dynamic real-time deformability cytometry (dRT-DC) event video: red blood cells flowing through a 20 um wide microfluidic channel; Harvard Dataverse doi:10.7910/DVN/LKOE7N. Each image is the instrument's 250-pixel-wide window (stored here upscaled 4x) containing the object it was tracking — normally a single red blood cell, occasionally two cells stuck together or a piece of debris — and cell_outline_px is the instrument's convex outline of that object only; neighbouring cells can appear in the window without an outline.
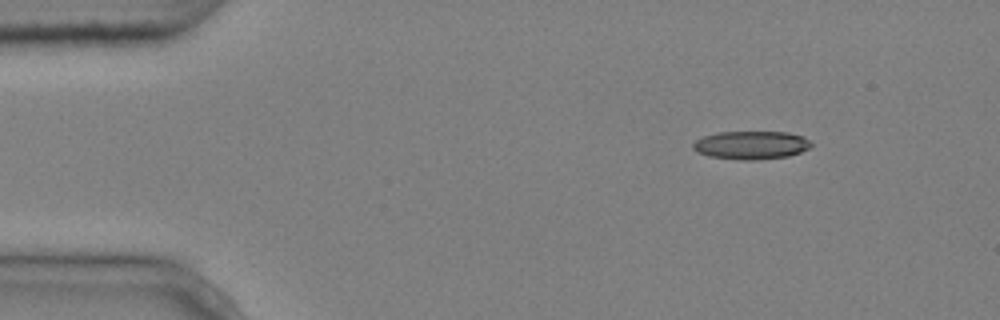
{"species": "common noctule bat (a hibernating species)", "species_latin": "Nyctalus noctula", "temperature_condition": "cold", "stored_images_in_passage": 3, "camera_frame_rate_fps": 3000, "um_per_image_px": 0.085, "animal": {"sex": "male", "body_mass_g": 20.4}, "frame": {"image": 1, "passage_image": 1, "time_ms": 0.0, "image_size_px": [1000, 320], "cell_outline_px": [[812, 144], [808, 148], [800, 152], [788, 156], [756, 160], [736, 160], [708, 156], [696, 152], [692, 148], [692, 144], [696, 140], [704, 136], [716, 132], [788, 132], [804, 136]], "centroid_in_image_um": [63.81, 12.34], "position_along_channel_um": 21.2, "area_um2": 19.59}}